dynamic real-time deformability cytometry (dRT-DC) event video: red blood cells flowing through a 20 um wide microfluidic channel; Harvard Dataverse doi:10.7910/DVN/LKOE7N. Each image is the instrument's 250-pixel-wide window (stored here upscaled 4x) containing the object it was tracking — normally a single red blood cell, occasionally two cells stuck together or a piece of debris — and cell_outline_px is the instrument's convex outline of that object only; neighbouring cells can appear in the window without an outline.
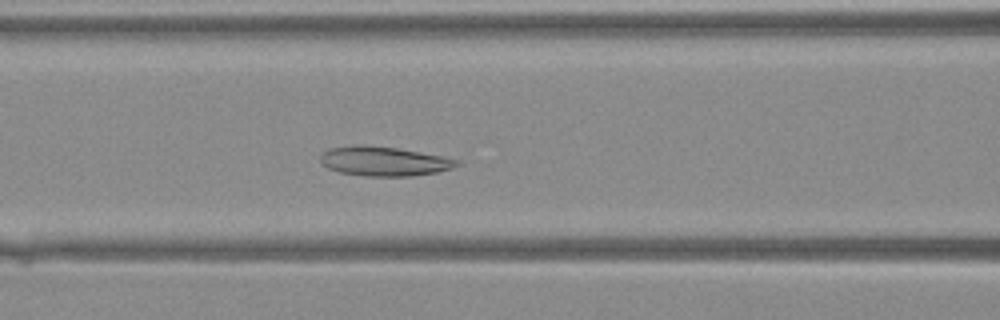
{"species": "Egyptian fruit bat (a non-hibernating species)", "species_latin": "Rousettus aegyptiacus", "temperature_condition": "warm", "stored_images_in_passage": 35, "camera_frame_rate_fps": 3000, "um_per_image_px": 0.085, "animal": {"sex": "female"}, "frame": {"image": 1, "passage_image": 16, "time_ms": 5.0, "image_size_px": [1000, 320], "cell_outline_px": [[460, 164], [452, 168], [436, 172], [412, 176], [364, 176], [340, 172], [328, 168], [320, 164], [320, 156], [328, 148], [356, 144], [360, 144], [396, 148], [440, 156], [460, 160]], "centroid_in_image_um": [32.59, 13.7], "position_along_channel_um": 134.0, "area_um2": 23.35}}
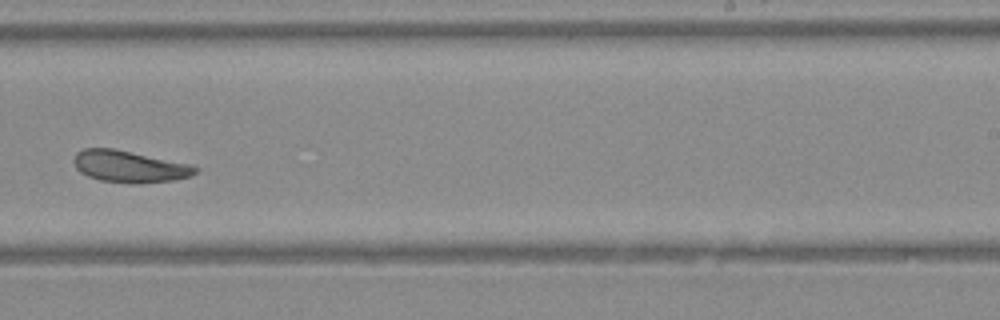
{"frame": {"image": 2, "passage_image": 25, "time_ms": 8.0, "image_size_px": [1000, 320], "cell_outline_px": [[200, 168], [192, 176], [176, 180], [140, 184], [132, 184], [100, 180], [88, 176], [80, 172], [76, 168], [72, 160], [76, 152], [84, 148], [112, 148], [192, 164]], "centroid_in_image_um": [11.02, 14.16], "position_along_channel_um": 278.0, "area_um2": 22.83}}
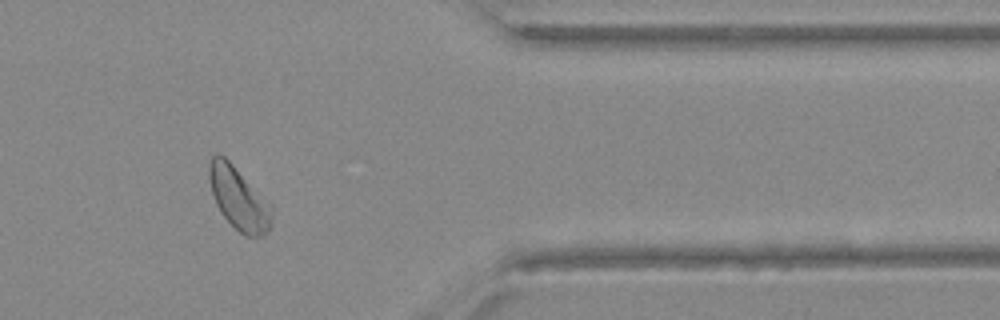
{"frame": {"image": 3, "passage_image": 33, "time_ms": 10.667, "image_size_px": [1000, 320], "cell_outline_px": [[272, 224], [268, 232], [264, 236], [244, 236], [220, 212], [216, 204], [212, 192], [208, 176], [208, 164], [212, 156], [224, 156], [272, 204]], "centroid_in_image_um": [20.32, 16.89], "position_along_channel_um": 391.1, "area_um2": 22.77}}